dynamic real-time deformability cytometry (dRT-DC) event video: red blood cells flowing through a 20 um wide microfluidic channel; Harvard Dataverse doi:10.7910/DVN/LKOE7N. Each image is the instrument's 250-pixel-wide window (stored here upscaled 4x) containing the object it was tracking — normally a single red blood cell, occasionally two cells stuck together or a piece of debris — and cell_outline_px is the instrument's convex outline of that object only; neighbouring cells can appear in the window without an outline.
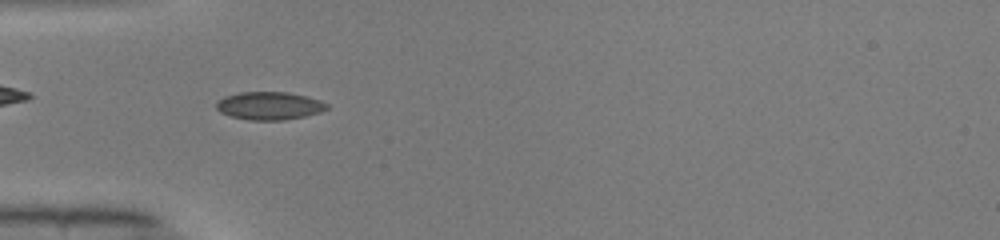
{"species": "common noctule bat (a hibernating species)", "species_latin": "Nyctalus noctula", "temperature_condition": "warm", "stored_images_in_passage": 49, "camera_frame_rate_fps": 3000, "um_per_image_px": 0.085, "animal": {"sex": "male", "body_mass_g": 19.0, "forearm_length_mm": 50.8}, "frame": {"image": 1, "passage_image": 15, "time_ms": 4.667, "image_size_px": [1000, 240], "cell_outline_px": [[328, 108], [320, 112], [304, 116], [284, 120], [248, 120], [232, 116], [220, 112], [216, 108], [216, 104], [224, 96], [240, 92], [288, 92], [308, 96], [320, 100], [328, 104]], "centroid_in_image_um": [22.91, 8.98], "position_along_channel_um": 62.1, "area_um2": 17.98}}
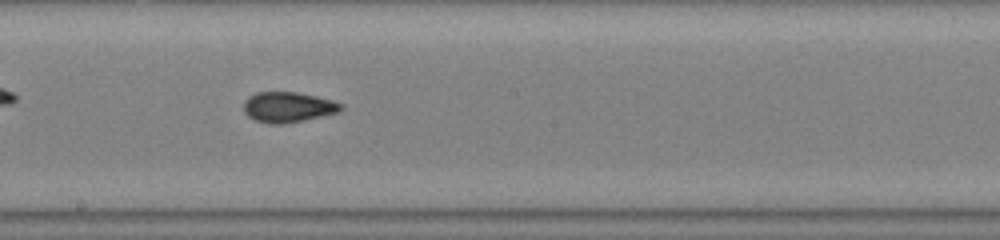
{"frame": {"image": 2, "passage_image": 27, "time_ms": 8.667, "image_size_px": [1000, 240], "cell_outline_px": [[344, 108], [340, 112], [280, 124], [272, 124], [256, 120], [248, 116], [244, 112], [244, 100], [248, 96], [256, 92], [296, 92], [316, 96], [332, 100], [344, 104]], "centroid_in_image_um": [24.48, 9.08], "position_along_channel_um": 223.7, "area_um2": 17.11}}
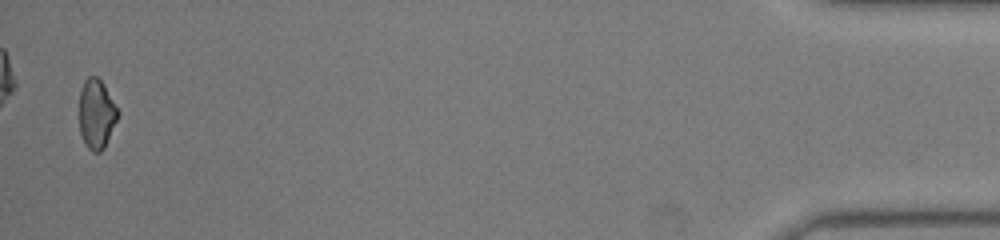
{"frame": {"image": 3, "passage_image": 48, "time_ms": 15.667, "image_size_px": [1000, 240], "cell_outline_px": [[120, 112], [104, 148], [100, 152], [92, 152], [84, 144], [80, 132], [80, 88], [84, 80], [88, 76], [96, 76], [104, 84]], "centroid_in_image_um": [8.2, 9.68], "position_along_channel_um": 427.0, "area_um2": 15.66}, "authors_computed_cell_mechanics": {"area_um2": 16.8198, "velocity_mm_per_s": 4.1084, "shape_relaxation_time_tau1_ms": null, "shape_relaxation_time_tau2_ms": 1.1688, "deformation_change_tau1": null, "deformation_change_tau2": 0.0622}}